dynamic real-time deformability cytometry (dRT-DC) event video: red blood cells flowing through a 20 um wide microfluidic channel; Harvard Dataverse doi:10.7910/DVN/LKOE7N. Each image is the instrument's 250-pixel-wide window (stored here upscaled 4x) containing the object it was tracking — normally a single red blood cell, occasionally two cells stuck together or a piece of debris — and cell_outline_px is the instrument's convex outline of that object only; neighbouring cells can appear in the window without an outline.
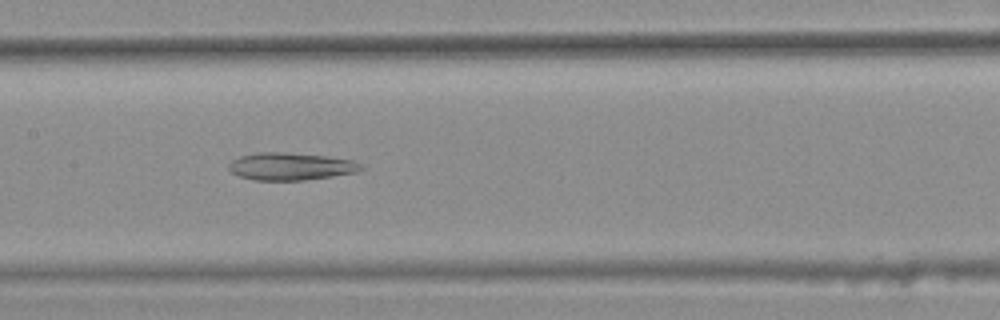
{"species": "common noctule bat (a hibernating species)", "species_latin": "Nyctalus noctula", "temperature_condition": "warm", "stored_images_in_passage": 48, "camera_frame_rate_fps": 3000, "um_per_image_px": 0.085, "animal": {"sex": "female", "body_mass_g": 25.1}, "frame": {"image": 1, "passage_image": 27, "time_ms": 8.667, "image_size_px": [1000, 320], "cell_outline_px": [[364, 168], [356, 172], [332, 176], [304, 180], [256, 180], [240, 176], [232, 172], [228, 168], [228, 164], [232, 160], [240, 156], [256, 152], [284, 152], [324, 156], [352, 160], [360, 164]], "centroid_in_image_um": [24.68, 14.14], "position_along_channel_um": 182.7, "area_um2": 20.98}}
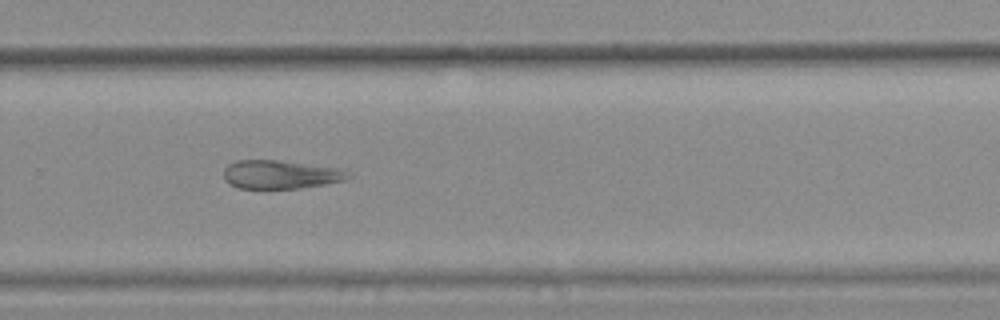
{"frame": {"image": 2, "passage_image": 37, "time_ms": 12.0, "image_size_px": [1000, 320], "cell_outline_px": [[352, 176], [344, 180], [324, 184], [300, 188], [236, 188], [228, 184], [224, 180], [224, 168], [228, 164], [236, 160], [280, 160], [336, 168]], "centroid_in_image_um": [23.75, 14.83], "position_along_channel_um": 306.1, "area_um2": 20.52}}
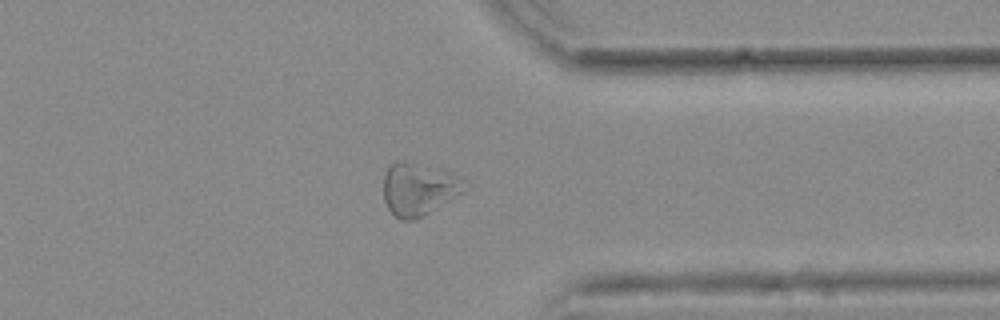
{"frame": {"image": 3, "passage_image": 43, "time_ms": 14.0, "image_size_px": [1000, 320], "cell_outline_px": [[464, 192], [428, 212], [412, 220], [400, 220], [388, 208], [384, 200], [384, 176], [388, 168], [396, 160], [404, 160], [448, 172], [464, 180]], "centroid_in_image_um": [35.55, 16.06], "position_along_channel_um": 375.9, "area_um2": 24.22}}